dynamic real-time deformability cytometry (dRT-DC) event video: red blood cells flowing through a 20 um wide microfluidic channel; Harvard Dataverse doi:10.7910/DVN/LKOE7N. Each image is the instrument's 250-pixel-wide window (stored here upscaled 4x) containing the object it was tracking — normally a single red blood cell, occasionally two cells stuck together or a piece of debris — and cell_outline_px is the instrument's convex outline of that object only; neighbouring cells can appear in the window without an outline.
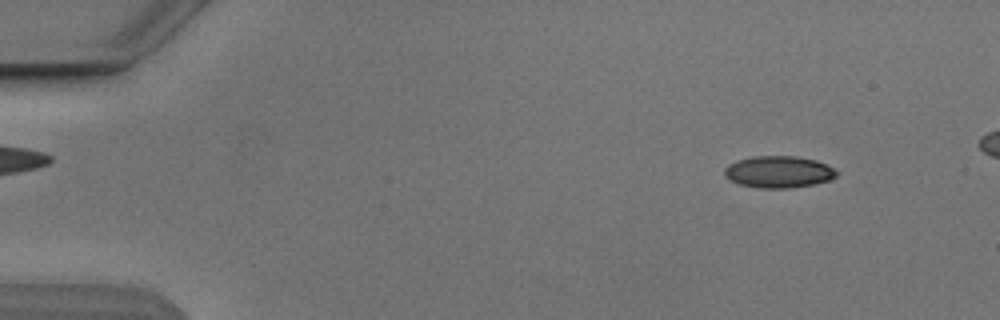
{"species": "Egyptian fruit bat (a non-hibernating species)", "species_latin": "Rousettus aegyptiacus", "temperature_condition": "cold", "stored_images_in_passage": 8, "camera_frame_rate_fps": 3000, "um_per_image_px": 0.085, "animal": {"sex": "male"}, "frame": {"image": 1, "passage_image": 1, "time_ms": 0.0, "image_size_px": [1000, 320], "cell_outline_px": [[840, 172], [836, 176], [828, 180], [816, 184], [788, 188], [760, 188], [740, 184], [724, 176], [724, 168], [728, 164], [736, 160], [752, 156], [796, 156], [816, 160], [828, 164]], "centroid_in_image_um": [66.2, 14.6], "position_along_channel_um": 18.8, "area_um2": 20.98}}
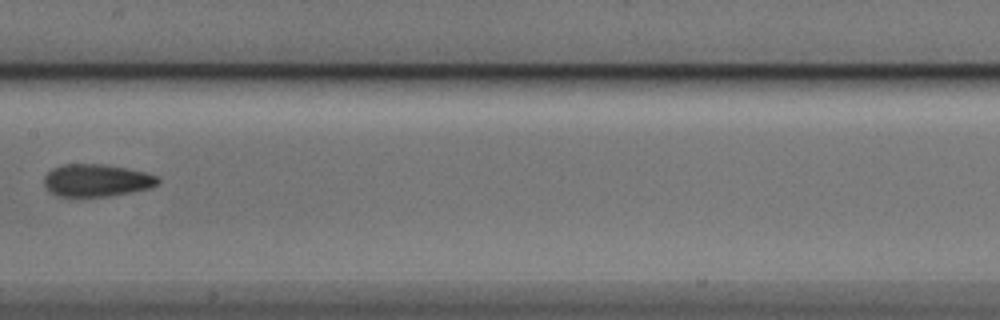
{"frame": {"image": 2, "passage_image": 7, "time_ms": 7.333, "image_size_px": [1000, 320], "cell_outline_px": [[160, 184], [152, 188], [132, 192], [108, 196], [56, 196], [44, 184], [44, 176], [52, 168], [64, 164], [100, 164], [128, 168], [144, 172], [156, 176], [160, 180]], "centroid_in_image_um": [8.24, 15.33], "position_along_channel_um": 199.2, "area_um2": 21.5}}
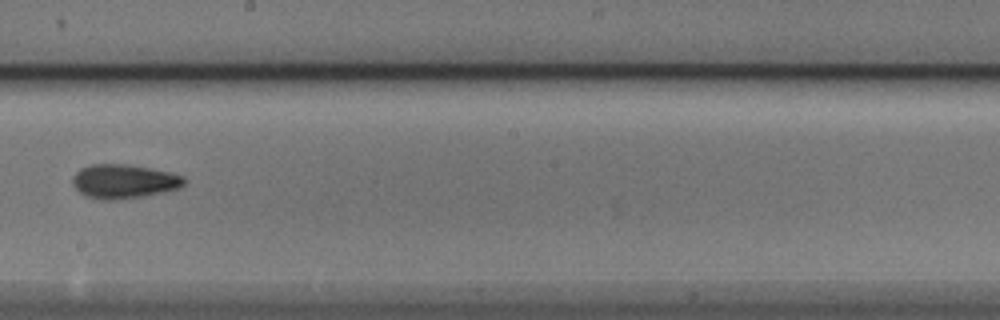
{"frame": {"image": 3, "passage_image": 8, "time_ms": 8.333, "image_size_px": [1000, 320], "cell_outline_px": [[184, 184], [180, 188], [140, 196], [108, 200], [100, 200], [84, 196], [72, 184], [72, 176], [80, 168], [92, 164], [128, 164], [168, 172], [184, 176]], "centroid_in_image_um": [10.47, 15.41], "position_along_channel_um": 237.7, "area_um2": 21.91}}